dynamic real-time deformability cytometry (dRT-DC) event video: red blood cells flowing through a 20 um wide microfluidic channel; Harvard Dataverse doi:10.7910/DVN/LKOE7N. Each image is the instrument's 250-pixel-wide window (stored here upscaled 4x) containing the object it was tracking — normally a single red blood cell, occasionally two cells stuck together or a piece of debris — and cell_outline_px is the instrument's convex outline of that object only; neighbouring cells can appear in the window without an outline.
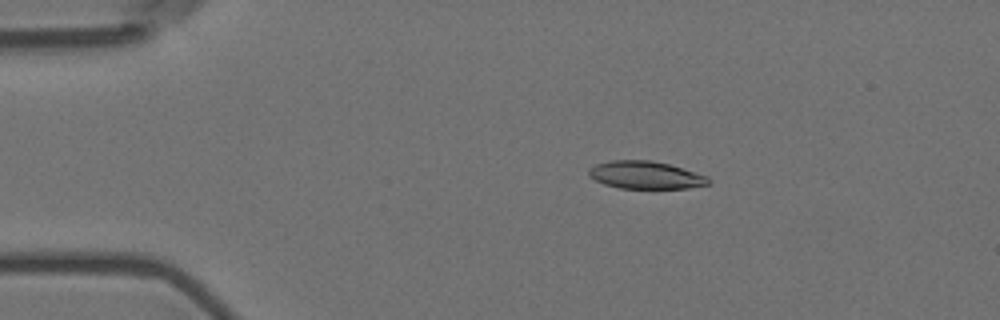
{"species": "Egyptian fruit bat (a non-hibernating species)", "species_latin": "Rousettus aegyptiacus", "temperature_condition": "room temperature", "stored_images_in_passage": 57, "camera_frame_rate_fps": 3000, "um_per_image_px": 0.085, "animal": {"sex": "female"}, "frame": {"image": 1, "passage_image": 11, "time_ms": 3.333, "image_size_px": [1000, 320], "cell_outline_px": [[712, 180], [708, 184], [688, 188], [620, 188], [604, 184], [588, 176], [588, 168], [596, 164], [612, 160], [652, 160], [668, 164], [708, 176]], "centroid_in_image_um": [54.86, 14.87], "position_along_channel_um": 30.1, "area_um2": 19.25}}
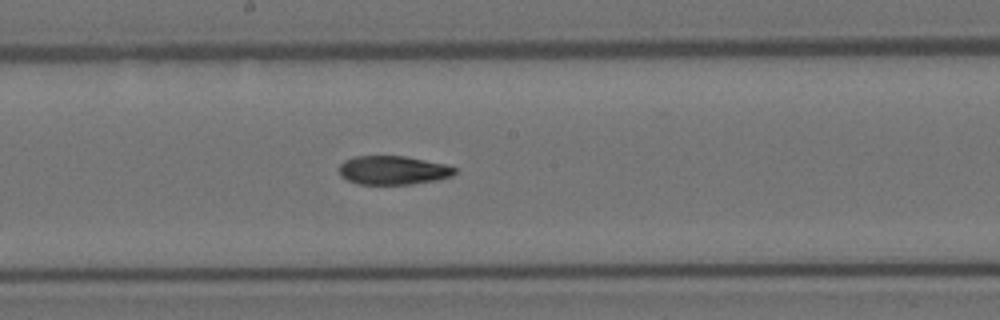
{"frame": {"image": 2, "passage_image": 31, "time_ms": 10.0, "image_size_px": [1000, 320], "cell_outline_px": [[456, 172], [452, 176], [436, 180], [412, 184], [356, 184], [340, 176], [340, 164], [344, 160], [352, 156], [404, 156], [444, 164], [456, 168]], "centroid_in_image_um": [33.38, 14.47], "position_along_channel_um": 214.8, "area_um2": 19.36}}
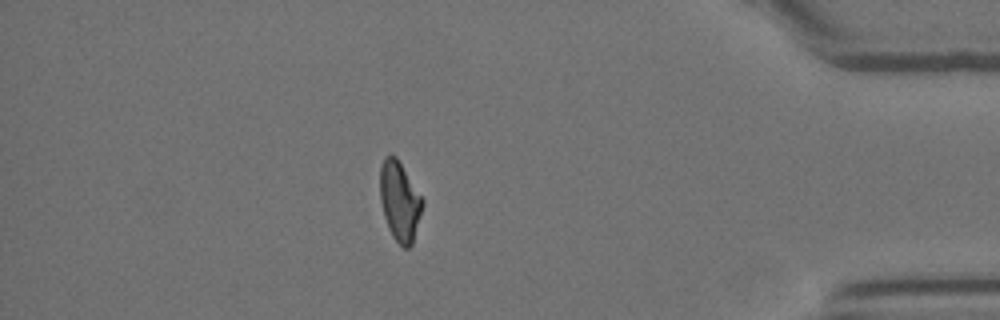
{"frame": {"image": 3, "passage_image": 50, "time_ms": 16.333, "image_size_px": [1000, 320], "cell_outline_px": [[424, 204], [412, 244], [408, 248], [404, 248], [392, 236], [388, 228], [384, 216], [380, 200], [380, 164], [384, 156], [396, 156], [424, 200]], "centroid_in_image_um": [33.97, 17.1], "position_along_channel_um": 401.2, "area_um2": 19.65}, "authors_computed_cell_mechanics": {"area_um2": 20.0566, "velocity_mm_per_s": 3.5745, "shape_relaxation_time_tau1_ms": 5.2133, "shape_relaxation_time_tau2_ms": 3.5429, "deformation_change_tau1": 0.1732, "deformation_change_tau2": 0.1024}}